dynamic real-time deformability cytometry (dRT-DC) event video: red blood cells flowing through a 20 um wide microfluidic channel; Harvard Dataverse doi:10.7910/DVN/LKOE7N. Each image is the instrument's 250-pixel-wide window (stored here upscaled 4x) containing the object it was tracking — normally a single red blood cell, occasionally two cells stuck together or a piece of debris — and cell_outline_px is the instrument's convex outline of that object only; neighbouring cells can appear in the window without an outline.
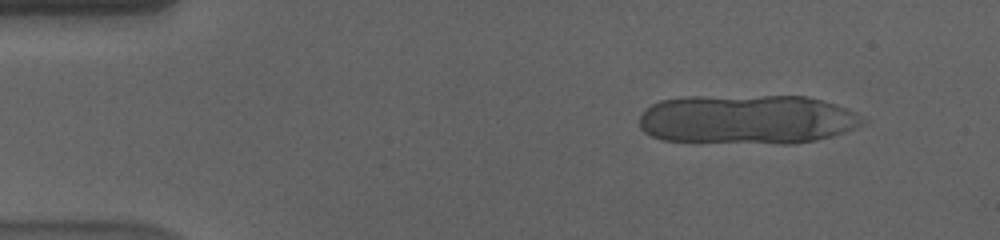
{"species": "human", "species_latin": "Homo sapiens", "temperature_condition": "cold", "stored_images_in_passage": 16, "camera_frame_rate_fps": 3000, "um_per_image_px": 0.085, "donor": {"sex": "male"}, "frame": {"image": 1, "passage_image": 5, "time_ms": 1.333, "image_size_px": [1000, 240], "cell_outline_px": [[868, 120], [864, 124], [856, 128], [832, 136], [816, 140], [792, 144], [696, 144], [664, 140], [652, 136], [644, 132], [640, 128], [640, 116], [652, 104], [660, 100], [684, 96], [808, 96], [856, 112]], "centroid_in_image_um": [63.48, 10.19], "position_along_channel_um": 21.5, "area_um2": 65.89}}